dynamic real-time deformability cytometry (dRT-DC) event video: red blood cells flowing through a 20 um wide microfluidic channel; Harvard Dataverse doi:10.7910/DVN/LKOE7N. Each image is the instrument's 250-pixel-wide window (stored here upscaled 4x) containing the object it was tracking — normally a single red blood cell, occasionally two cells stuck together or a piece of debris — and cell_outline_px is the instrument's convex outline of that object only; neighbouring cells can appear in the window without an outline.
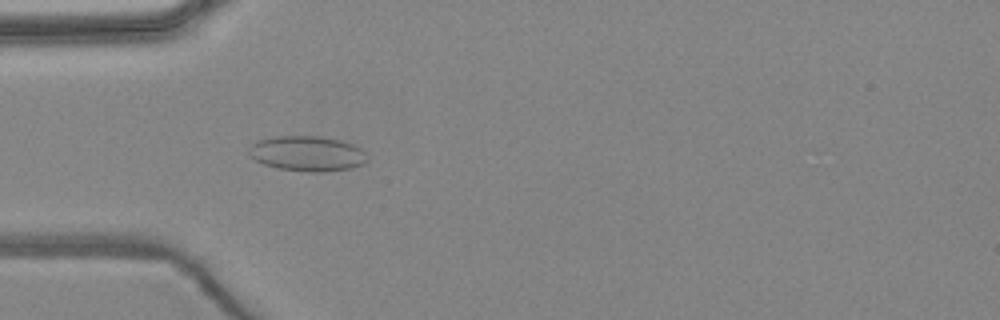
{"species": "common noctule bat (a hibernating species)", "species_latin": "Nyctalus noctula", "temperature_condition": "warm", "stored_images_in_passage": 5, "camera_frame_rate_fps": 3000, "um_per_image_px": 0.085, "animal": {"sex": "female", "body_mass_g": 24.6, "forearm_length_mm": 56.2}, "frame": {"image": 1, "passage_image": 5, "time_ms": 4.333, "image_size_px": [1000, 320], "cell_outline_px": [[368, 160], [364, 164], [352, 168], [324, 172], [308, 172], [276, 168], [264, 164], [256, 160], [248, 152], [248, 148], [252, 144], [260, 140], [276, 136], [320, 136], [340, 140], [352, 144], [360, 148], [368, 156]], "centroid_in_image_um": [26.15, 13.06], "position_along_channel_um": 58.9, "area_um2": 24.33}}